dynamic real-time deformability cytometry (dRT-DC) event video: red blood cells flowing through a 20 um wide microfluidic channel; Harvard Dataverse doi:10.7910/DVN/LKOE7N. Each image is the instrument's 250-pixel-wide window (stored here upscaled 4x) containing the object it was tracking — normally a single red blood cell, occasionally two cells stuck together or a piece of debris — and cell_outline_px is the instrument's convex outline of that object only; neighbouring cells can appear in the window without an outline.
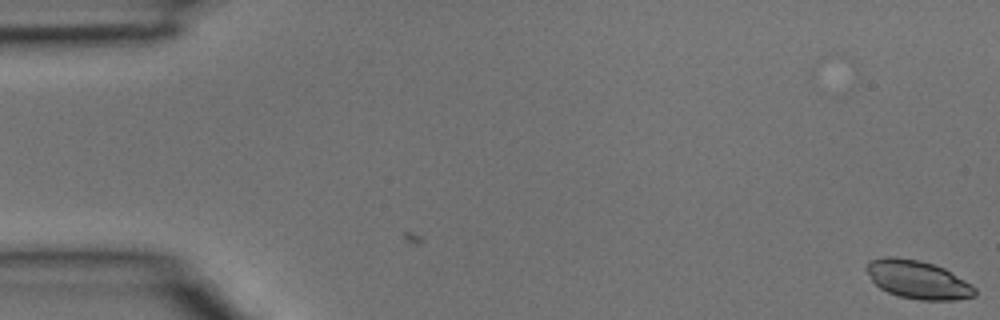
{"species": "common noctule bat (a hibernating species)", "species_latin": "Nyctalus noctula", "temperature_condition": "room temperature", "stored_images_in_passage": 3, "camera_frame_rate_fps": 3000, "um_per_image_px": 0.085, "animal": {"sex": "male", "body_mass_g": 15.6}, "frame": {"image": 1, "passage_image": 3, "time_ms": 0.667, "image_size_px": [1000, 320], "cell_outline_px": [[976, 296], [956, 300], [920, 300], [900, 296], [888, 292], [880, 288], [872, 280], [864, 268], [864, 264], [868, 260], [888, 256], [892, 256], [920, 260], [944, 268], [972, 284], [976, 288]], "centroid_in_image_um": [78.0, 23.76], "position_along_channel_um": 7.0, "area_um2": 24.33}}